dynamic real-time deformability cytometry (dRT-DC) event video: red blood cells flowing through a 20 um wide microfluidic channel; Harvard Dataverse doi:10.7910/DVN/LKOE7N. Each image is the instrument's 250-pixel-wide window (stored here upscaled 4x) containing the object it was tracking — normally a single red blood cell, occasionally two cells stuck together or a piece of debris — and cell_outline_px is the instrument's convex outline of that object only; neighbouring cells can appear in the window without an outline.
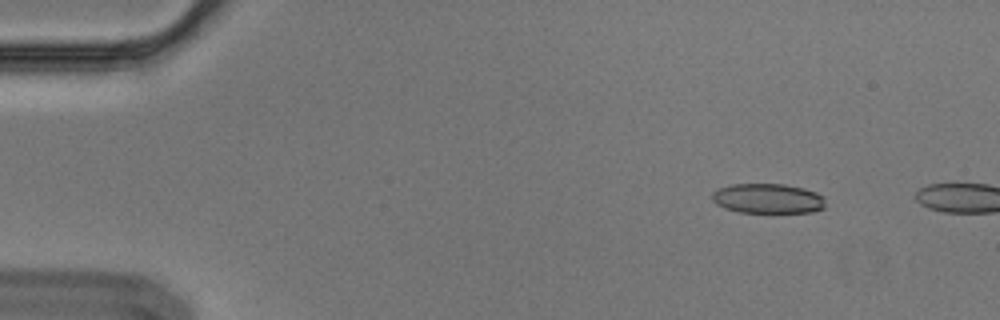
{"species": "Egyptian fruit bat (a non-hibernating species)", "species_latin": "Rousettus aegyptiacus", "temperature_condition": "cold", "stored_images_in_passage": 3, "camera_frame_rate_fps": 3000, "um_per_image_px": 0.085, "animal": {"sex": "male"}, "frame": {"image": 1, "passage_image": 2, "time_ms": 0.333, "image_size_px": [1000, 320], "cell_outline_px": [[824, 208], [812, 212], [740, 212], [724, 208], [716, 204], [712, 200], [712, 192], [720, 188], [732, 184], [784, 184], [804, 188], [816, 192], [824, 196]], "centroid_in_image_um": [65.27, 16.87], "position_along_channel_um": 19.7, "area_um2": 19.71}}